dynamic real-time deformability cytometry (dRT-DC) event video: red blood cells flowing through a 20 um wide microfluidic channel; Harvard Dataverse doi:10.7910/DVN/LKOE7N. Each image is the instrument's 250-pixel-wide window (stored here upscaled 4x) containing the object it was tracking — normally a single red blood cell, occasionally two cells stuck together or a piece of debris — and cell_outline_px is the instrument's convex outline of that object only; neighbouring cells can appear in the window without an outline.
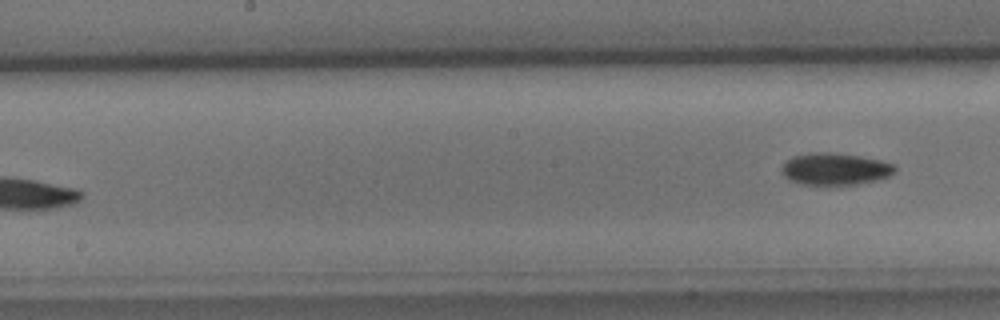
{"species": "common noctule bat (a hibernating species)", "species_latin": "Nyctalus noctula", "temperature_condition": "cold", "stored_images_in_passage": 9, "segment_of_instrument_passage": [2, 2], "camera_frame_rate_fps": 3000, "um_per_image_px": 0.085, "animal": {"sex": "male", "body_mass_g": 15.6}, "frame": {"image": 1, "passage_image": 9, "time_ms": 9.333, "image_size_px": [1000, 320], "cell_outline_px": [[896, 172], [888, 176], [876, 180], [856, 184], [800, 184], [788, 180], [780, 172], [780, 168], [792, 156], [812, 152], [832, 152], [860, 156], [884, 160], [896, 164]], "centroid_in_image_um": [70.99, 14.35], "position_along_channel_um": 177.2, "area_um2": 21.33}}